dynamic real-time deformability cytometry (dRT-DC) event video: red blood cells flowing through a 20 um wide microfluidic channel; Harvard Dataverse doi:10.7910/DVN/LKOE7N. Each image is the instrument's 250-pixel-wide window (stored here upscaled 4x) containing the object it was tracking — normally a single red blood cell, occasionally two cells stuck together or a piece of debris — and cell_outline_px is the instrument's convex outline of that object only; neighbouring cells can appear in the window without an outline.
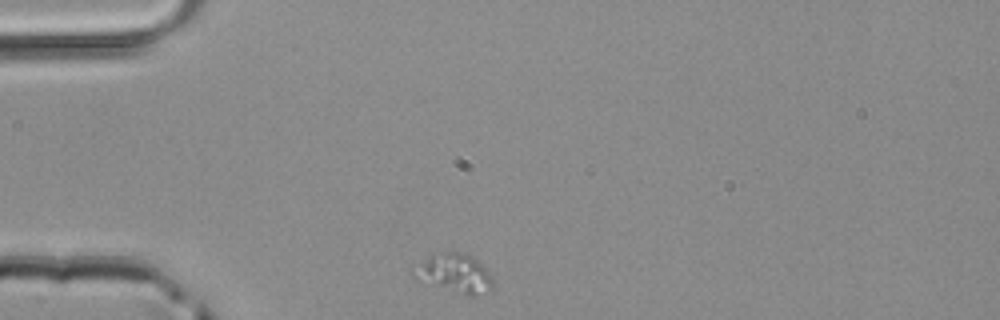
{"species": "common noctule bat (a hibernating species)", "species_latin": "Nyctalus noctula", "temperature_condition": "room temperature", "stored_images_in_passage": 29, "camera_frame_rate_fps": 3000, "um_per_image_px": 0.085, "animal": {"sex": "male", "body_mass_g": 20.4}, "frame": {"image": 1, "passage_image": 1, "time_ms": 0.0, "image_size_px": [1000, 320], "cell_outline_px": [[492, 288], [476, 296], [468, 296], [420, 284], [408, 272], [408, 268], [428, 256], [444, 252], [460, 252], [472, 256], [488, 268], [492, 276]], "centroid_in_image_um": [38.52, 23.25], "position_along_channel_um": 46.5, "area_um2": 19.02}}
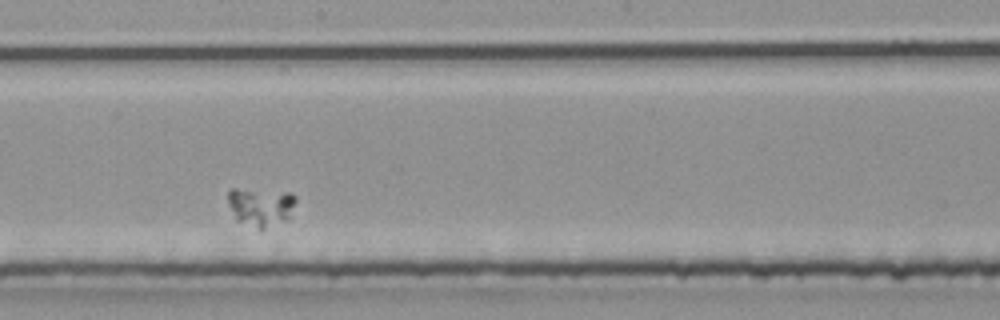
{"frame": {"image": 2, "passage_image": 16, "time_ms": 5.0, "image_size_px": [1000, 320], "cell_outline_px": [[296, 200], [292, 216], [260, 232], [236, 220], [228, 204], [228, 192], [232, 188], [236, 188], [292, 192], [296, 196]], "centroid_in_image_um": [22.18, 17.59], "position_along_channel_um": 226.0, "area_um2": 15.84}}
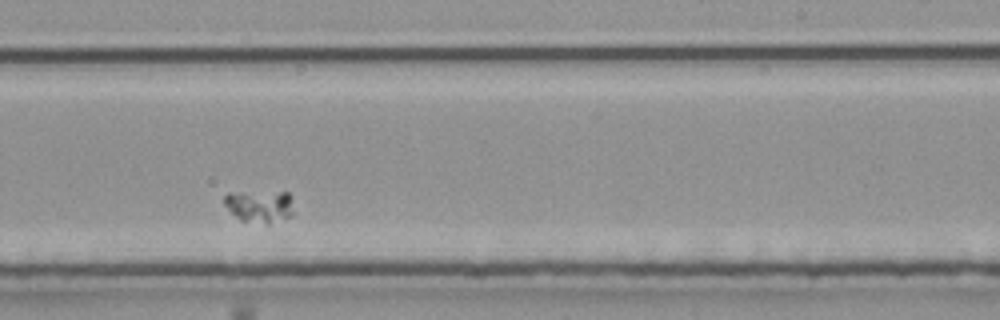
{"frame": {"image": 3, "passage_image": 19, "time_ms": 6.0, "image_size_px": [1000, 320], "cell_outline_px": [[292, 216], [268, 224], [240, 220], [224, 204], [224, 196], [228, 192], [288, 192], [292, 212]], "centroid_in_image_um": [22.04, 17.52], "position_along_channel_um": 267.0, "area_um2": 12.89}}